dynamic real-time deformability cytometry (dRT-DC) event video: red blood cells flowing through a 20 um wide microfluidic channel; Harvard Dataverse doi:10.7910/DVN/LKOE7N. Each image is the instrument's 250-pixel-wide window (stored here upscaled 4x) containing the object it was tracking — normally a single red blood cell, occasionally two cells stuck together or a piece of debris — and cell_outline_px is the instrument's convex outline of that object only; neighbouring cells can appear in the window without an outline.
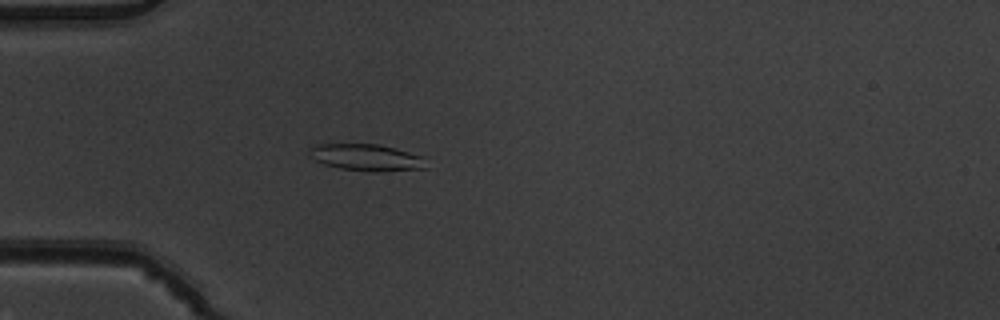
{"species": "common noctule bat (a hibernating species)", "species_latin": "Nyctalus noctula", "temperature_condition": "warm", "stored_images_in_passage": 4, "camera_frame_rate_fps": 3000, "um_per_image_px": 0.085, "animal": {"sex": "male", "body_mass_g": 19.5, "forearm_length_mm": 54.6}, "frame": {"image": 1, "passage_image": 4, "time_ms": 1.0, "image_size_px": [1000, 320], "cell_outline_px": [[428, 168], [380, 172], [368, 172], [340, 168], [324, 164], [308, 156], [308, 148], [316, 144], [376, 144], [396, 148], [420, 156]], "centroid_in_image_um": [31.09, 13.39], "position_along_channel_um": 53.9, "area_um2": 18.26}}